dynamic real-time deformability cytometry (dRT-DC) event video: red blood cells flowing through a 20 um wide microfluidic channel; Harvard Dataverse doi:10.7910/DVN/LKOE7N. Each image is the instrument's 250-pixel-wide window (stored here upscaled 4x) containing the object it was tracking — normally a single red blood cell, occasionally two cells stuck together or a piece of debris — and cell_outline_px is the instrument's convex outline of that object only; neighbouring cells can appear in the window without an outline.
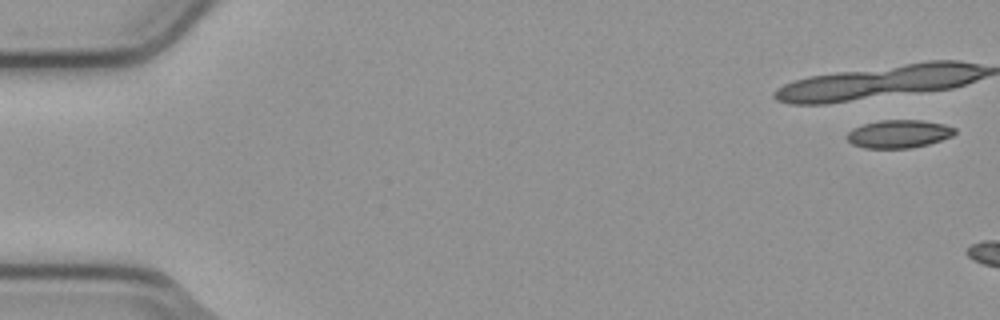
{"species": "common noctule bat (a hibernating species)", "species_latin": "Nyctalus noctula", "temperature_condition": "cold", "stored_images_in_passage": 3, "camera_frame_rate_fps": 3000, "um_per_image_px": 0.085, "animal": {"sex": "male", "body_mass_g": 23.1, "forearm_length_mm": 52.7}, "frame": {"image": 1, "passage_image": 1, "time_ms": 0.0, "image_size_px": [1000, 320], "cell_outline_px": [[956, 132], [952, 136], [928, 144], [912, 148], [864, 148], [852, 144], [844, 136], [852, 128], [864, 124], [880, 120], [920, 120], [944, 124], [956, 128]], "centroid_in_image_um": [76.37, 11.38], "position_along_channel_um": 8.6, "area_um2": 17.69}}